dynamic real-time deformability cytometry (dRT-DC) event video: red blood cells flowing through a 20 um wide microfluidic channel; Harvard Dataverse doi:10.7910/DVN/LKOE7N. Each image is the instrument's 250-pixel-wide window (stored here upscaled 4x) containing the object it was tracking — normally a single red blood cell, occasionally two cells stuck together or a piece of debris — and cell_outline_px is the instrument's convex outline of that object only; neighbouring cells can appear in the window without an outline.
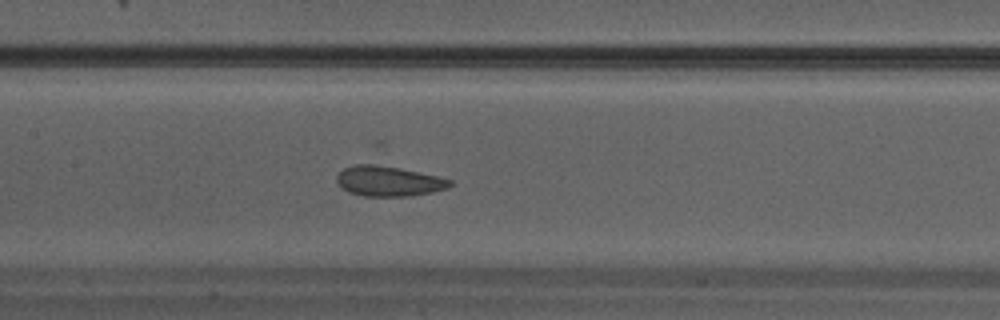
{"species": "Egyptian fruit bat (a non-hibernating species)", "species_latin": "Rousettus aegyptiacus", "temperature_condition": "warm", "stored_images_in_passage": 26, "camera_frame_rate_fps": 3000, "um_per_image_px": 0.085, "animal": {"sex": "male"}, "frame": {"image": 1, "passage_image": 8, "time_ms": 2.333, "image_size_px": [1000, 320], "cell_outline_px": [[452, 184], [448, 188], [432, 192], [412, 196], [364, 196], [348, 192], [336, 180], [336, 176], [344, 168], [356, 164], [376, 164], [400, 168], [436, 176], [452, 180]], "centroid_in_image_um": [33.03, 15.4], "position_along_channel_um": 174.4, "area_um2": 19.77}}
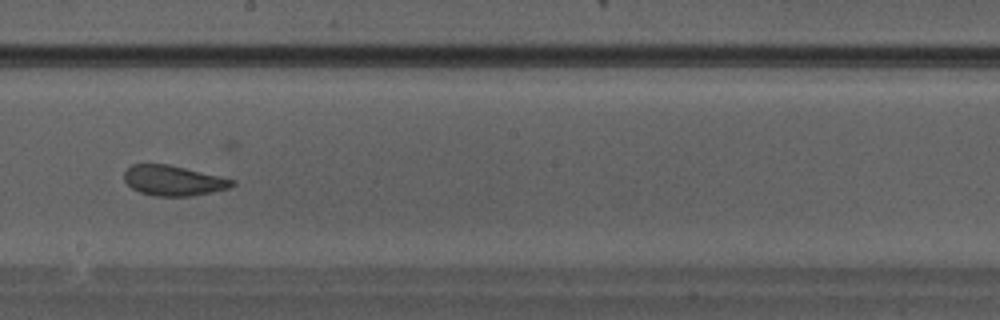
{"frame": {"image": 2, "passage_image": 11, "time_ms": 3.333, "image_size_px": [1000, 320], "cell_outline_px": [[236, 184], [228, 188], [212, 192], [188, 196], [156, 196], [140, 192], [132, 188], [124, 180], [124, 172], [132, 164], [168, 164], [220, 176], [236, 180]], "centroid_in_image_um": [14.74, 15.34], "position_along_channel_um": 233.5, "area_um2": 18.9}}